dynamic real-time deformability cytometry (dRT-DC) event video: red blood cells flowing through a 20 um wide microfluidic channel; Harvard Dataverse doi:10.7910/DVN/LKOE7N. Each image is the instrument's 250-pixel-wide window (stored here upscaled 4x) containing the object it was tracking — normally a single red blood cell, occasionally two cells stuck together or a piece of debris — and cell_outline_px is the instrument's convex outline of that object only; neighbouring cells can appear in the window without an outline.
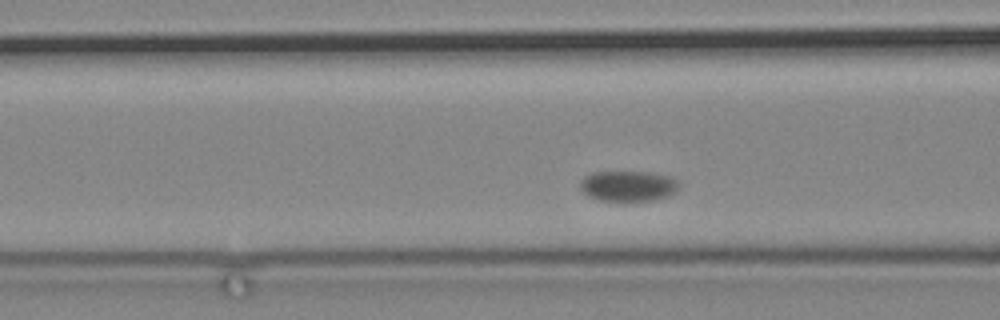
{"species": "common noctule bat (a hibernating species)", "species_latin": "Nyctalus noctula", "temperature_condition": "cold", "stored_images_in_passage": 50, "camera_frame_rate_fps": 3000, "um_per_image_px": 0.085, "animal": {"sex": "male", "body_mass_g": 19.2, "forearm_length_mm": 51.8}, "frame": {"image": 1, "passage_image": 7, "time_ms": 2.0, "image_size_px": [1000, 320], "cell_outline_px": [[680, 188], [676, 192], [668, 196], [652, 200], [600, 200], [588, 196], [580, 188], [580, 180], [584, 176], [592, 172], [652, 172], [668, 176], [676, 180], [680, 184]], "centroid_in_image_um": [53.4, 15.79], "position_along_channel_um": 113.2, "area_um2": 17.57}}
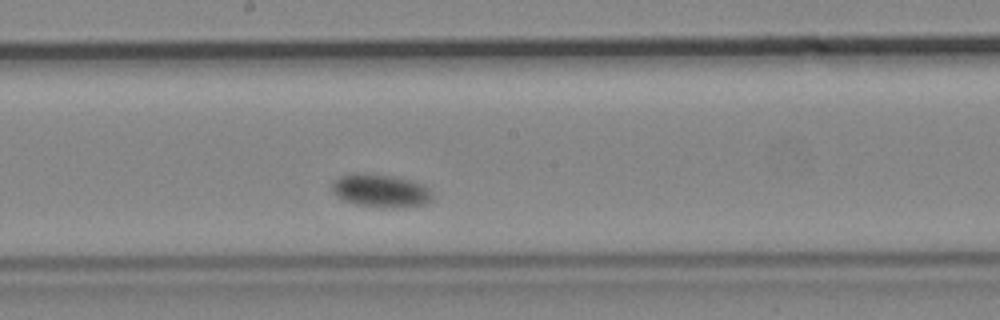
{"frame": {"image": 2, "passage_image": 18, "time_ms": 5.667, "image_size_px": [1000, 320], "cell_outline_px": [[432, 200], [424, 204], [356, 204], [344, 200], [336, 196], [332, 192], [332, 184], [340, 176], [388, 176], [412, 180], [424, 184], [432, 192]], "centroid_in_image_um": [32.38, 16.19], "position_along_channel_um": 215.8, "area_um2": 17.51}}
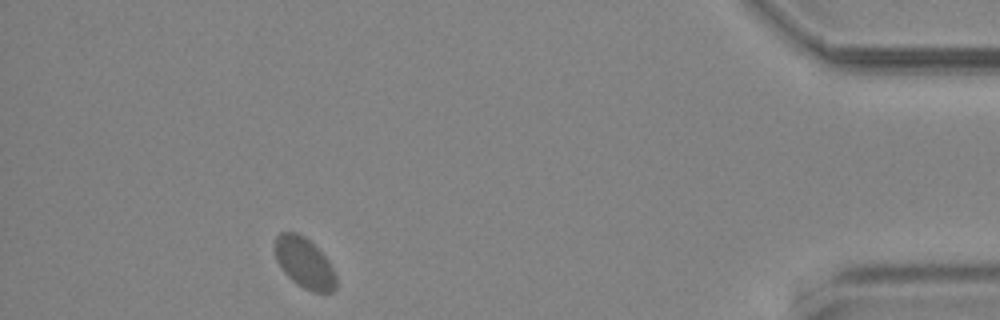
{"frame": {"image": 3, "passage_image": 44, "time_ms": 14.333, "image_size_px": [1000, 320], "cell_outline_px": [[336, 288], [332, 292], [312, 292], [304, 288], [292, 280], [284, 272], [276, 260], [276, 236], [280, 232], [296, 232], [304, 236], [328, 260], [336, 276]], "centroid_in_image_um": [25.88, 22.36], "position_along_channel_um": 409.3, "area_um2": 17.69}}